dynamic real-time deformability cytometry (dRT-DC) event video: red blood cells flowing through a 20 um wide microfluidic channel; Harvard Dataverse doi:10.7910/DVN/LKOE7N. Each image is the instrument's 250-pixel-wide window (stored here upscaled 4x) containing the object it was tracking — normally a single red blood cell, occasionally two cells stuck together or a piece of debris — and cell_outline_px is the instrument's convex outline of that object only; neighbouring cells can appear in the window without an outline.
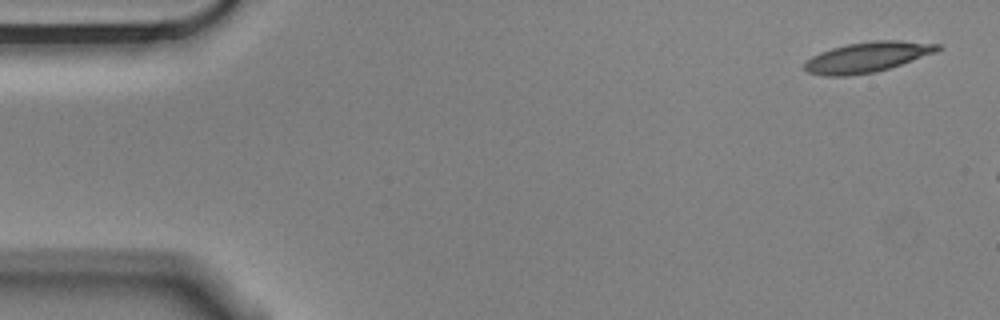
{"species": "Egyptian fruit bat (a non-hibernating species)", "species_latin": "Rousettus aegyptiacus", "temperature_condition": "cold", "stored_images_in_passage": 4, "camera_frame_rate_fps": 3000, "um_per_image_px": 0.085, "animal": {"sex": "male"}, "frame": {"image": 1, "passage_image": 1, "time_ms": 0.0, "image_size_px": [1000, 320], "cell_outline_px": [[944, 48], [936, 52], [876, 72], [848, 76], [824, 76], [808, 72], [804, 68], [804, 60], [820, 52], [832, 48], [848, 44], [872, 40], [900, 40], [940, 44]], "centroid_in_image_um": [73.7, 4.85], "position_along_channel_um": 11.3, "area_um2": 23.52}}